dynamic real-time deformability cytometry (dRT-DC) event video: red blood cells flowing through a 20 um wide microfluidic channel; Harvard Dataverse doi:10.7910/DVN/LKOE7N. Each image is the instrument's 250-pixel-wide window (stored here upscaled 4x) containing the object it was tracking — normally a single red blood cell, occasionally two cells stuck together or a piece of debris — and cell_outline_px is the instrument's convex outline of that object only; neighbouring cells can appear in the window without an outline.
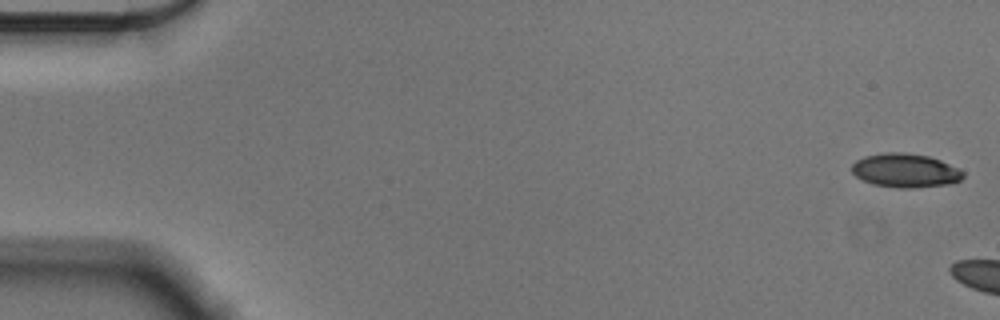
{"species": "Egyptian fruit bat (a non-hibernating species)", "species_latin": "Rousettus aegyptiacus", "temperature_condition": "cold", "stored_images_in_passage": 9, "camera_frame_rate_fps": 3000, "um_per_image_px": 0.085, "animal": {"sex": "male"}, "frame": {"image": 1, "passage_image": 1, "time_ms": 0.0, "image_size_px": [1000, 320], "cell_outline_px": [[964, 176], [960, 180], [948, 184], [912, 188], [896, 188], [872, 184], [856, 176], [852, 172], [852, 164], [856, 160], [864, 156], [884, 152], [904, 152], [928, 156], [940, 160], [964, 172]], "centroid_in_image_um": [76.92, 14.49], "position_along_channel_um": 8.1, "area_um2": 21.91}}